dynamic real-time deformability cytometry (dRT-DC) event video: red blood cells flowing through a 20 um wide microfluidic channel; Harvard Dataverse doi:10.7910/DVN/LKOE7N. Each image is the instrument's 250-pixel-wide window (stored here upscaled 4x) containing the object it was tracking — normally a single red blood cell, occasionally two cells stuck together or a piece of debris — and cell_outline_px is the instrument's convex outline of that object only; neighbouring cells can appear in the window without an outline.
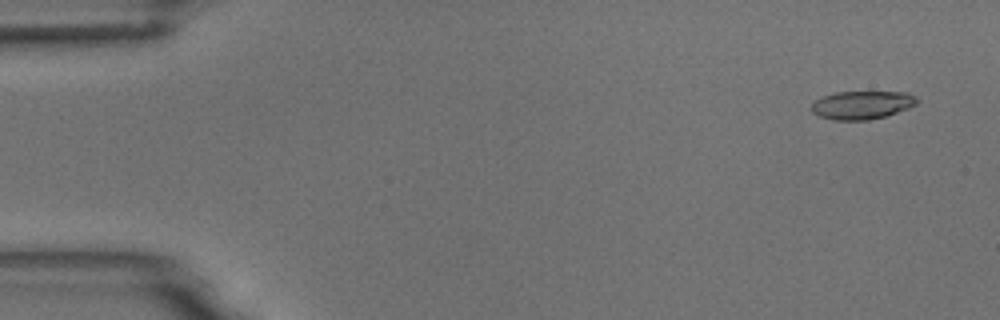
{"species": "common noctule bat (a hibernating species)", "species_latin": "Nyctalus noctula", "temperature_condition": "room temperature", "stored_images_in_passage": 12, "camera_frame_rate_fps": 3000, "um_per_image_px": 0.085, "animal": {"sex": "male", "body_mass_g": 18.8}, "frame": {"image": 1, "passage_image": 3, "time_ms": 0.667, "image_size_px": [1000, 320], "cell_outline_px": [[920, 100], [916, 104], [908, 108], [884, 116], [868, 120], [832, 120], [820, 116], [812, 112], [812, 104], [816, 100], [824, 96], [836, 92], [908, 92], [916, 96]], "centroid_in_image_um": [73.3, 8.92], "position_along_channel_um": 11.7, "area_um2": 17.28}}